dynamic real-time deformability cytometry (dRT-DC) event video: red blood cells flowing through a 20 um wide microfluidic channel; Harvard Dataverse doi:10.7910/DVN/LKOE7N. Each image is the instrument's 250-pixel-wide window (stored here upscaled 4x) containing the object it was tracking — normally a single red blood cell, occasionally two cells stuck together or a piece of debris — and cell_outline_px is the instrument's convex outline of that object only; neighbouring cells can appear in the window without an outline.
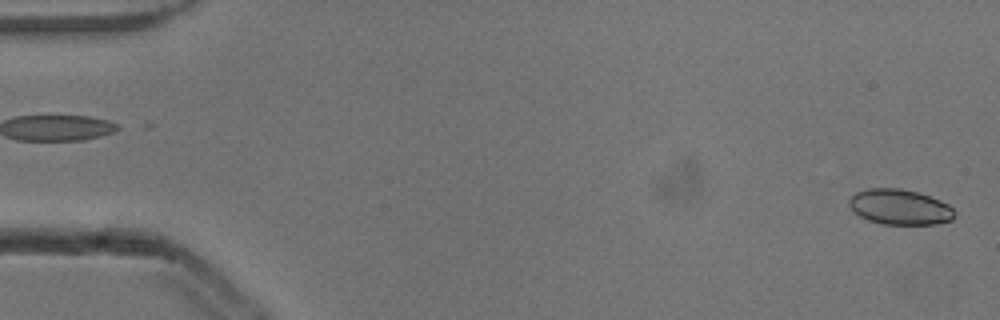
{"species": "common noctule bat (a hibernating species)", "species_latin": "Nyctalus noctula", "temperature_condition": "cold", "stored_images_in_passage": 53, "camera_frame_rate_fps": 3000, "um_per_image_px": 0.085, "animal": {"sex": "male", "body_mass_g": 13.3}, "frame": {"image": 1, "passage_image": 1, "time_ms": 0.0, "image_size_px": [1000, 320], "cell_outline_px": [[956, 216], [952, 220], [936, 224], [884, 224], [868, 220], [860, 216], [848, 204], [848, 200], [856, 192], [868, 188], [900, 188], [916, 192], [940, 200], [948, 204], [956, 212]], "centroid_in_image_um": [76.5, 17.6], "position_along_channel_um": 8.5, "area_um2": 21.68}}
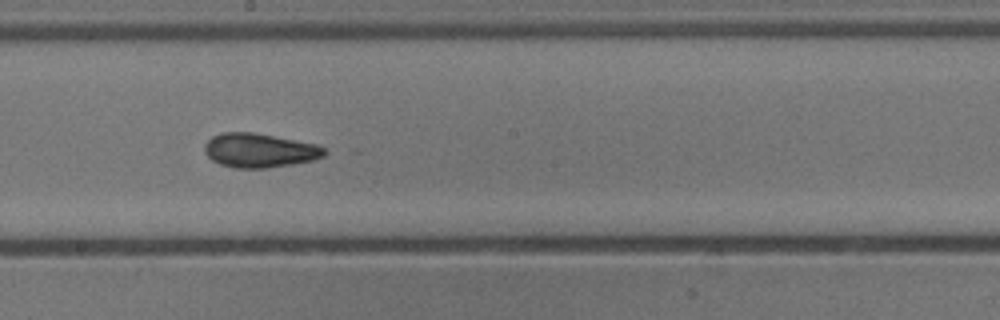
{"frame": {"image": 2, "passage_image": 29, "time_ms": 9.333, "image_size_px": [1000, 320], "cell_outline_px": [[328, 152], [324, 156], [312, 160], [292, 164], [268, 168], [232, 168], [220, 164], [212, 160], [204, 152], [204, 144], [212, 136], [224, 132], [252, 132], [316, 144], [324, 148]], "centroid_in_image_um": [22.03, 12.79], "position_along_channel_um": 226.2, "area_um2": 23.81}}
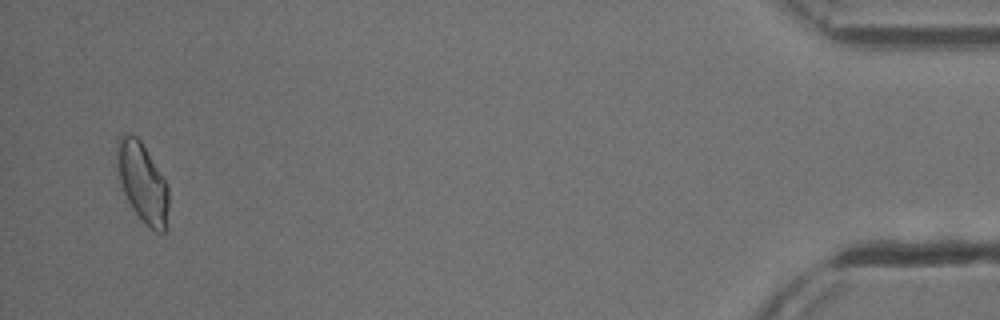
{"frame": {"image": 3, "passage_image": 51, "time_ms": 16.667, "image_size_px": [1000, 320], "cell_outline_px": [[168, 208], [164, 232], [156, 232], [148, 228], [132, 208], [120, 184], [116, 164], [116, 140], [120, 136], [136, 136], [140, 140], [164, 176], [168, 184]], "centroid_in_image_um": [12.1, 15.51], "position_along_channel_um": 423.1, "area_um2": 23.99}, "authors_computed_cell_mechanics": {"area_um2": 22.9466, "velocity_mm_per_s": 3.872, "shape_relaxation_time_tau1_ms": 5.3648, "shape_relaxation_time_tau2_ms": 2.0494, "deformation_change_tau1": 0.1315, "deformation_change_tau2": 0.0756}}